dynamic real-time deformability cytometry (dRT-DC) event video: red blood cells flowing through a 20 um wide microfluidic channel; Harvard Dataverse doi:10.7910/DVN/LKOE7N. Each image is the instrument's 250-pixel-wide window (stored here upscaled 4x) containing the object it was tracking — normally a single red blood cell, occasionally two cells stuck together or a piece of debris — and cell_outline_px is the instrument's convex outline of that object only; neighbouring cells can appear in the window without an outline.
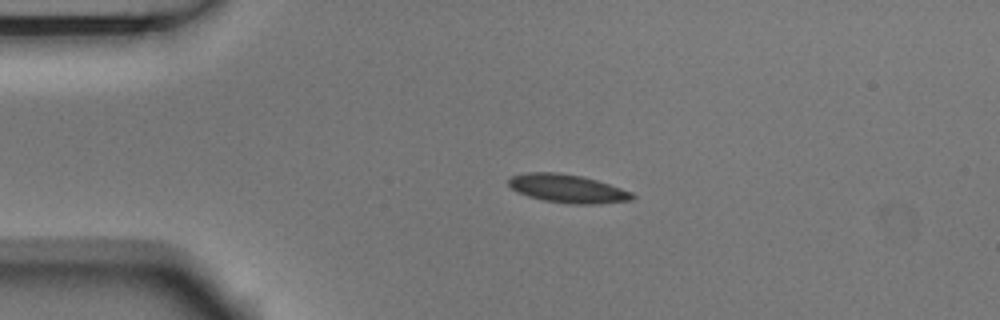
{"species": "Egyptian fruit bat (a non-hibernating species)", "species_latin": "Rousettus aegyptiacus", "temperature_condition": "room temperature", "stored_images_in_passage": 2, "camera_frame_rate_fps": 3000, "um_per_image_px": 0.085, "animal": {"sex": "male"}, "frame": {"image": 1, "passage_image": 1, "time_ms": 0.0, "image_size_px": [1000, 320], "cell_outline_px": [[636, 196], [632, 200], [596, 204], [568, 204], [544, 200], [528, 196], [512, 188], [508, 184], [508, 180], [512, 176], [524, 172], [556, 172], [580, 176], [596, 180], [632, 192]], "centroid_in_image_um": [48.24, 16.03], "position_along_channel_um": 36.8, "area_um2": 20.29}}